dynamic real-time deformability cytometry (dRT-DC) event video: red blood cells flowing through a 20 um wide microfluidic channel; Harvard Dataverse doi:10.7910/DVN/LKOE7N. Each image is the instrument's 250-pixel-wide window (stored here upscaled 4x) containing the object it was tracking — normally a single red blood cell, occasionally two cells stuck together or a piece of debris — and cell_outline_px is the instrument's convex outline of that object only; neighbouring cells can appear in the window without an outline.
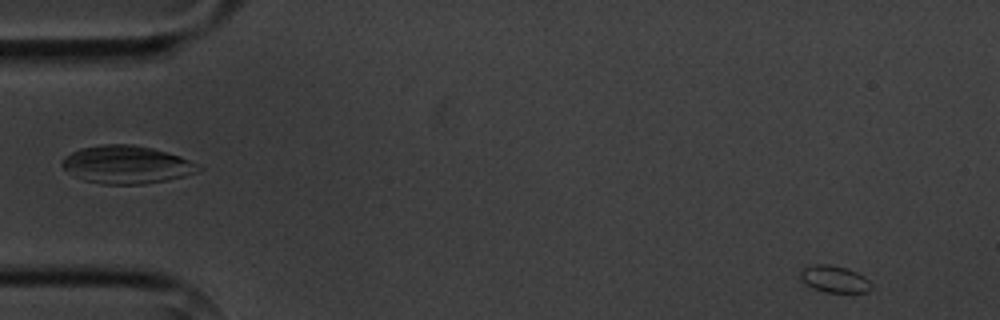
{"species": "common noctule bat (a hibernating species)", "species_latin": "Nyctalus noctula", "temperature_condition": "cold", "stored_images_in_passage": 4, "camera_frame_rate_fps": 3000, "um_per_image_px": 0.085, "animal": {"sex": "male", "body_mass_g": 20.1, "forearm_length_mm": 53.5}, "frame": {"image": 1, "passage_image": 4, "time_ms": 4.0, "image_size_px": [1000, 320], "cell_outline_px": [[872, 288], [868, 292], [824, 292], [812, 288], [800, 276], [800, 272], [804, 268], [812, 264], [828, 264], [848, 268], [864, 276], [872, 284]], "centroid_in_image_um": [70.96, 23.72], "position_along_channel_um": 14.0, "area_um2": 11.04}}